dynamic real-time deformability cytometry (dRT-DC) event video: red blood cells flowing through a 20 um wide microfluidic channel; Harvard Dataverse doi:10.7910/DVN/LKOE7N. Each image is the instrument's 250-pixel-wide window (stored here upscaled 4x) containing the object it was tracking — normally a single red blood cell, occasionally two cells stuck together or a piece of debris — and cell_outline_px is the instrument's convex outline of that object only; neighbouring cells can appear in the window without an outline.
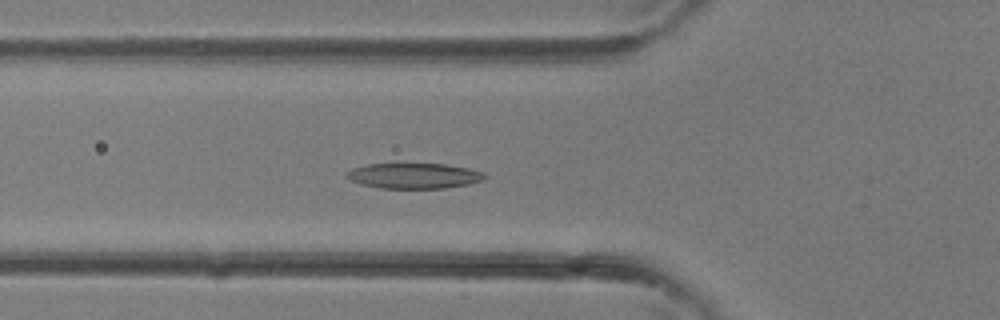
{"species": "common noctule bat (a hibernating species)", "species_latin": "Nyctalus noctula", "temperature_condition": "room temperature", "stored_images_in_passage": 31, "camera_frame_rate_fps": 3000, "um_per_image_px": 0.085, "animal": {"sex": "female"}, "frame": {"image": 1, "passage_image": 8, "time_ms": 2.333, "image_size_px": [1000, 320], "cell_outline_px": [[488, 176], [484, 180], [468, 184], [444, 188], [380, 188], [364, 184], [352, 180], [344, 176], [344, 172], [352, 168], [368, 164], [444, 164], [468, 168], [484, 172]], "centroid_in_image_um": [35.2, 14.94], "position_along_channel_um": 90.6, "area_um2": 20.4}}
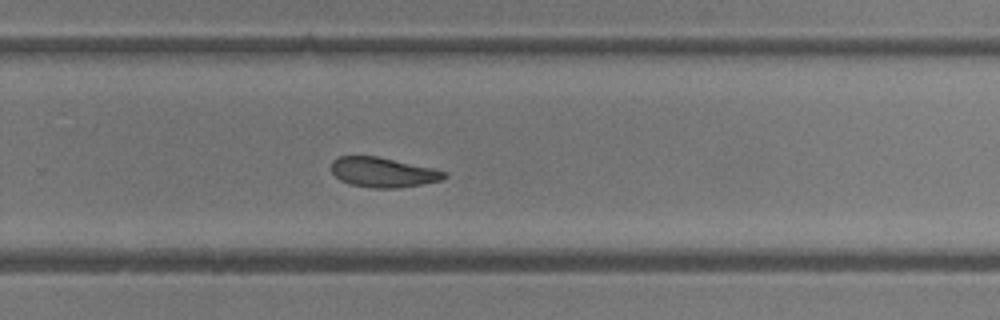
{"frame": {"image": 2, "passage_image": 19, "time_ms": 6.0, "image_size_px": [1000, 320], "cell_outline_px": [[448, 176], [440, 180], [400, 188], [372, 188], [352, 184], [340, 180], [332, 172], [332, 160], [340, 156], [376, 156], [432, 168], [448, 172]], "centroid_in_image_um": [32.56, 14.65], "position_along_channel_um": 297.2, "area_um2": 19.42}}
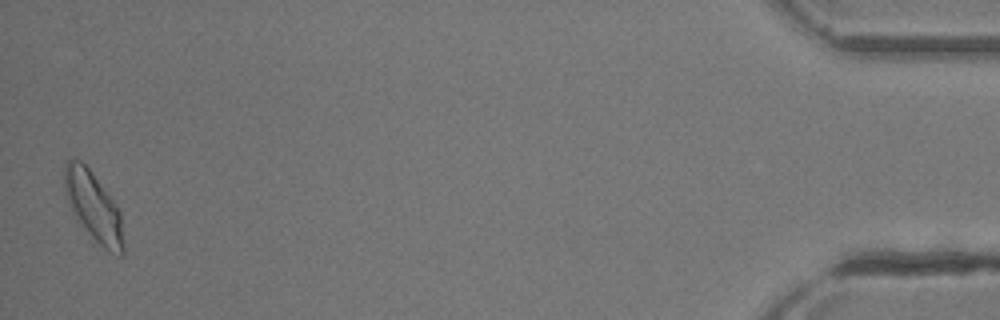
{"frame": {"image": 3, "passage_image": 31, "time_ms": 10.0, "image_size_px": [1000, 320], "cell_outline_px": [[124, 252], [120, 256], [104, 248], [76, 220], [68, 204], [64, 188], [64, 160], [80, 160], [92, 172], [116, 204], [120, 212], [124, 244]], "centroid_in_image_um": [7.93, 17.54], "position_along_channel_um": 427.3, "area_um2": 23.64}}